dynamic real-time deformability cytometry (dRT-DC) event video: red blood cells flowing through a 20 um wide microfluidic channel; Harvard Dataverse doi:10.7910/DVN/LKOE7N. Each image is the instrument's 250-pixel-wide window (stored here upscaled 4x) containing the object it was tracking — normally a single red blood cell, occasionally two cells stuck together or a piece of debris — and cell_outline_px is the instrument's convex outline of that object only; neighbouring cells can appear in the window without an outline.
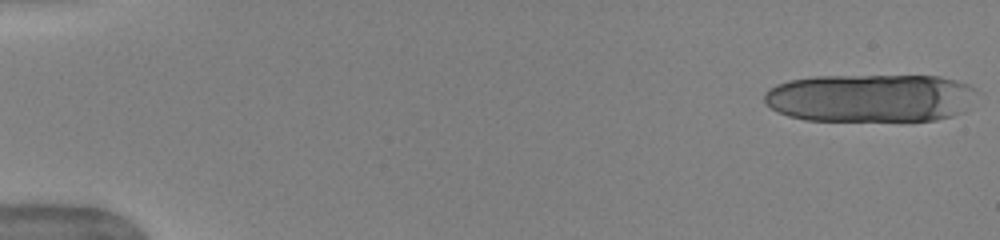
{"species": "human", "species_latin": "Homo sapiens", "temperature_condition": "warm", "stored_images_in_passage": 19, "camera_frame_rate_fps": 3000, "um_per_image_px": 0.085, "donor": {"sex": "female"}, "frame": {"image": 1, "passage_image": 1, "time_ms": 0.0, "image_size_px": [1000, 240], "cell_outline_px": [[980, 92], [964, 112], [952, 116], [936, 120], [804, 120], [788, 116], [776, 112], [764, 100], [764, 92], [768, 88], [776, 84], [788, 80], [812, 76], [940, 76], [956, 80], [968, 84], [976, 88]], "centroid_in_image_um": [74.01, 8.32], "position_along_channel_um": 11.0, "area_um2": 60.29}}